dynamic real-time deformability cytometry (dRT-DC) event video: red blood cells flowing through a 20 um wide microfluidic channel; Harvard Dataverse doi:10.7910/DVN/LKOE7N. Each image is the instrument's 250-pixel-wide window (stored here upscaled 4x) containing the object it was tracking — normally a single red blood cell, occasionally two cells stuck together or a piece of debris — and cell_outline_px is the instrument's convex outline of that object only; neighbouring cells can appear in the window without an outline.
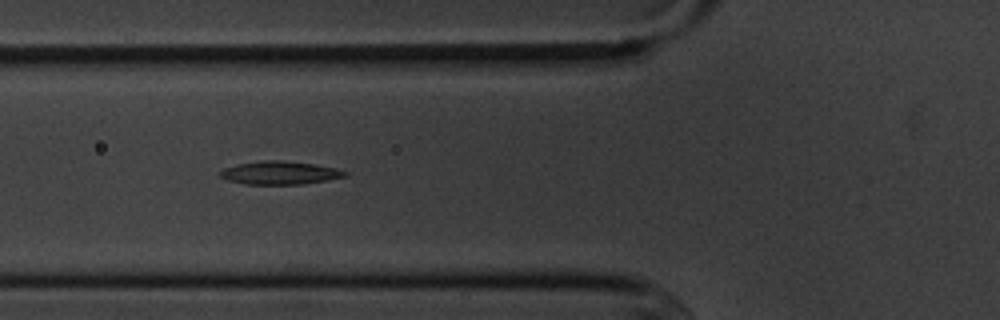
{"species": "common noctule bat (a hibernating species)", "species_latin": "Nyctalus noctula", "temperature_condition": "cold", "stored_images_in_passage": 5, "camera_frame_rate_fps": 3000, "um_per_image_px": 0.085, "animal": {"sex": "male", "body_mass_g": 20.1, "forearm_length_mm": 53.5}, "frame": {"image": 1, "passage_image": 4, "time_ms": 4.667, "image_size_px": [1000, 320], "cell_outline_px": [[348, 176], [328, 180], [304, 184], [244, 184], [228, 180], [220, 176], [220, 172], [224, 168], [236, 164], [260, 160], [280, 160], [312, 164], [336, 168], [348, 172]], "centroid_in_image_um": [23.79, 14.69], "position_along_channel_um": 102.0, "area_um2": 16.88}}
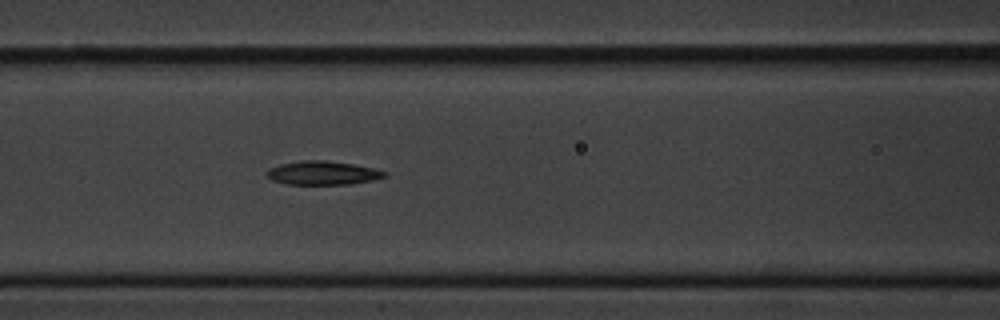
{"frame": {"image": 2, "passage_image": 5, "time_ms": 5.667, "image_size_px": [1000, 320], "cell_outline_px": [[388, 176], [372, 180], [352, 184], [288, 184], [272, 180], [264, 172], [268, 168], [280, 164], [304, 160], [324, 160], [352, 164], [372, 168], [388, 172]], "centroid_in_image_um": [27.42, 14.7], "position_along_channel_um": 139.2, "area_um2": 16.24}}